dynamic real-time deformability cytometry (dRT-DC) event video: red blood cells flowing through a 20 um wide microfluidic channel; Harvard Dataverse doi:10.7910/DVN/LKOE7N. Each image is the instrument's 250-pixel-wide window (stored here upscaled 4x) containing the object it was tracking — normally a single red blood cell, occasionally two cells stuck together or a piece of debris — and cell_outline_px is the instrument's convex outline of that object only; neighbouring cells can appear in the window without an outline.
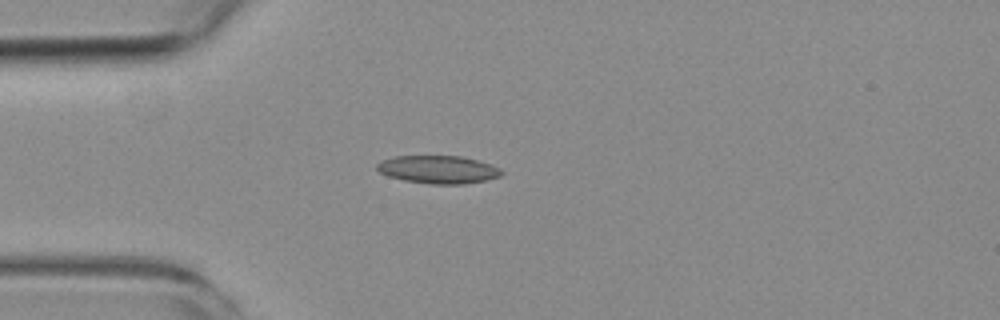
{"species": "common noctule bat (a hibernating species)", "species_latin": "Nyctalus noctula", "temperature_condition": "room temperature", "stored_images_in_passage": 1, "camera_frame_rate_fps": 3000, "um_per_image_px": 0.085, "animal": {"sex": "female", "body_mass_g": 19.3, "forearm_length_mm": 54.1}, "frame": {"image": 1, "passage_image": 1, "time_ms": 0.0, "image_size_px": [1000, 320], "cell_outline_px": [[504, 172], [500, 176], [484, 180], [464, 184], [432, 184], [404, 180], [388, 176], [380, 172], [376, 168], [376, 164], [380, 160], [392, 156], [460, 156], [492, 164], [500, 168]], "centroid_in_image_um": [37.23, 14.4], "position_along_channel_um": 47.8, "area_um2": 20.29}}